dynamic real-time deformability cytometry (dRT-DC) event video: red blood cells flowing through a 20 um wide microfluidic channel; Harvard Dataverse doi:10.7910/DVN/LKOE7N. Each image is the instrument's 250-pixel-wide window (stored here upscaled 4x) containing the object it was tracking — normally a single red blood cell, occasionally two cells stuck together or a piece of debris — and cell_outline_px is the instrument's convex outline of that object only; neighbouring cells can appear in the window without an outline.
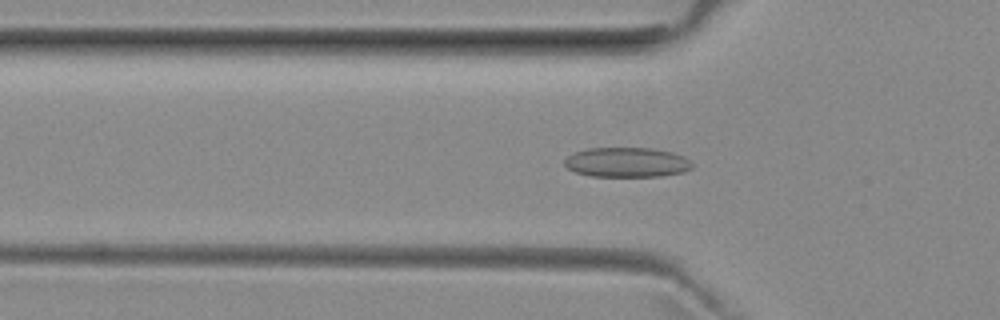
{"species": "common noctule bat (a hibernating species)", "species_latin": "Nyctalus noctula", "temperature_condition": "room temperature", "stored_images_in_passage": 52, "camera_frame_rate_fps": 3000, "um_per_image_px": 0.085, "animal": {"sex": "female", "body_mass_g": 29.2, "forearm_length_mm": 56.3}, "frame": {"image": 1, "passage_image": 17, "time_ms": 5.333, "image_size_px": [1000, 320], "cell_outline_px": [[692, 168], [684, 172], [664, 176], [592, 176], [576, 172], [568, 168], [564, 164], [564, 160], [568, 156], [576, 152], [588, 148], [652, 148], [672, 152], [684, 156], [692, 164]], "centroid_in_image_um": [53.3, 13.8], "position_along_channel_um": 72.5, "area_um2": 22.08}}
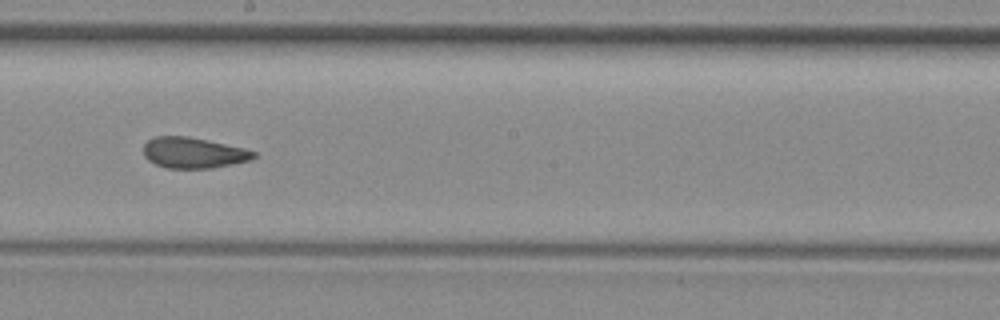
{"frame": {"image": 2, "passage_image": 29, "time_ms": 9.333, "image_size_px": [1000, 320], "cell_outline_px": [[256, 156], [252, 160], [212, 168], [168, 168], [156, 164], [148, 160], [144, 156], [144, 144], [148, 140], [156, 136], [188, 136], [208, 140], [244, 148], [256, 152]], "centroid_in_image_um": [16.45, 12.98], "position_along_channel_um": 231.7, "area_um2": 19.77}}
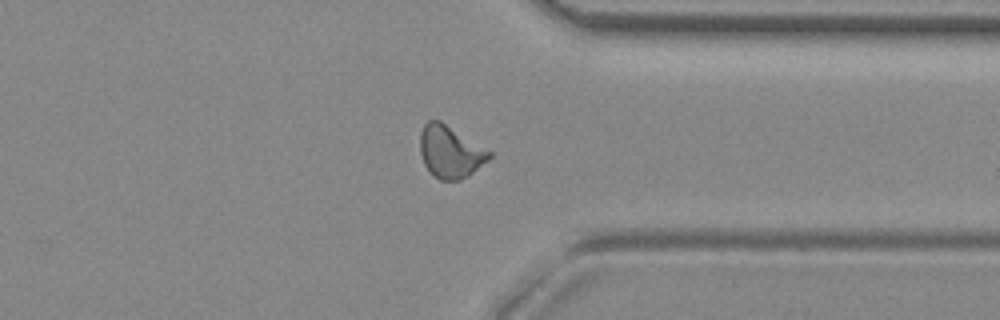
{"frame": {"image": 3, "passage_image": 40, "time_ms": 13.0, "image_size_px": [1000, 320], "cell_outline_px": [[492, 156], [488, 160], [468, 176], [460, 180], [440, 180], [424, 164], [420, 152], [420, 132], [424, 124], [428, 120], [440, 120], [492, 152]], "centroid_in_image_um": [38.27, 12.89], "position_along_channel_um": 373.1, "area_um2": 20.87}, "authors_computed_cell_mechanics": {"area_um2": 20.808, "velocity_mm_per_s": 3.9708, "shape_relaxation_time_tau1_ms": null, "shape_relaxation_time_tau2_ms": 2.0551, "deformation_change_tau1": null, "deformation_change_tau2": 0.092}}